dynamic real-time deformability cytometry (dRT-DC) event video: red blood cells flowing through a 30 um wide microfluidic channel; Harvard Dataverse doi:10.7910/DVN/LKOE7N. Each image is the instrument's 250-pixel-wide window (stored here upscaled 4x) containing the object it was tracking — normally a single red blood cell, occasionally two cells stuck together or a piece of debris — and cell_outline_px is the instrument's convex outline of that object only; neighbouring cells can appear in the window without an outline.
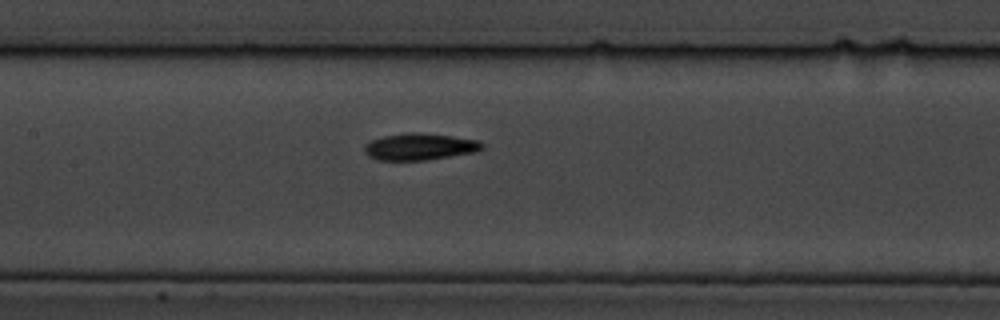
{"species": "common noctule bat (a hibernating species)", "species_latin": "Nyctalus noctula", "temperature_condition": "cold", "stored_images_in_passage": 7, "segment_of_instrument_passage": [2, 2], "camera_frame_rate_fps": 3000, "um_per_image_px": 0.085, "animal": {"sex": "male", "body_mass_g": 19.5, "forearm_length_mm": 54.6}, "frame": {"image": 1, "passage_image": 7, "time_ms": 7.667, "image_size_px": [1000, 320], "cell_outline_px": [[484, 148], [476, 152], [424, 160], [380, 160], [368, 156], [364, 152], [364, 144], [372, 140], [384, 136], [408, 132], [420, 132], [452, 136], [480, 140], [484, 144]], "centroid_in_image_um": [35.69, 12.46], "position_along_channel_um": 171.7, "area_um2": 18.44}}